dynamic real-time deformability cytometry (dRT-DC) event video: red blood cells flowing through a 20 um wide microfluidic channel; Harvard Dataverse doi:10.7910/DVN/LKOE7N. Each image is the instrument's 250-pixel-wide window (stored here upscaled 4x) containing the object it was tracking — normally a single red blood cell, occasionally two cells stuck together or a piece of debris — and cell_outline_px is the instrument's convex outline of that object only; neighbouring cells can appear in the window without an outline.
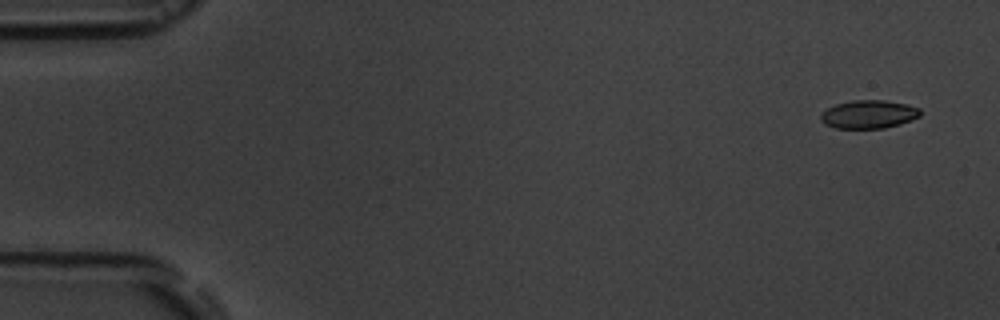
{"species": "common noctule bat (a hibernating species)", "species_latin": "Nyctalus noctula", "temperature_condition": "room temperature", "stored_images_in_passage": 5, "camera_frame_rate_fps": 3000, "um_per_image_px": 0.085, "animal": {"sex": "male", "body_mass_g": 19.5, "forearm_length_mm": 54.6}, "frame": {"image": 1, "passage_image": 1, "time_ms": 0.0, "image_size_px": [1000, 320], "cell_outline_px": [[920, 116], [900, 124], [884, 128], [836, 128], [824, 124], [820, 120], [820, 112], [836, 104], [852, 100], [884, 100], [904, 104], [920, 108]], "centroid_in_image_um": [73.8, 9.72], "position_along_channel_um": 11.2, "area_um2": 16.36}}
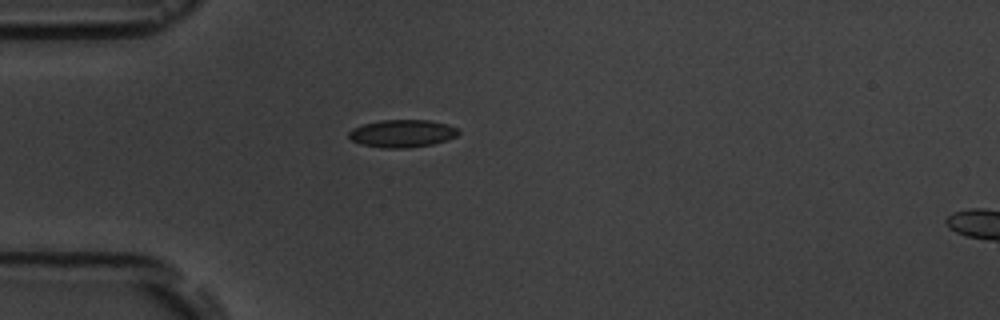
{"frame": {"image": 2, "passage_image": 4, "time_ms": 4.333, "image_size_px": [1000, 320], "cell_outline_px": [[460, 132], [456, 136], [448, 140], [432, 144], [408, 148], [384, 148], [360, 144], [352, 140], [348, 136], [348, 132], [352, 128], [364, 124], [380, 120], [428, 120], [448, 124], [460, 128]], "centroid_in_image_um": [34.21, 11.34], "position_along_channel_um": 50.8, "area_um2": 17.8}}